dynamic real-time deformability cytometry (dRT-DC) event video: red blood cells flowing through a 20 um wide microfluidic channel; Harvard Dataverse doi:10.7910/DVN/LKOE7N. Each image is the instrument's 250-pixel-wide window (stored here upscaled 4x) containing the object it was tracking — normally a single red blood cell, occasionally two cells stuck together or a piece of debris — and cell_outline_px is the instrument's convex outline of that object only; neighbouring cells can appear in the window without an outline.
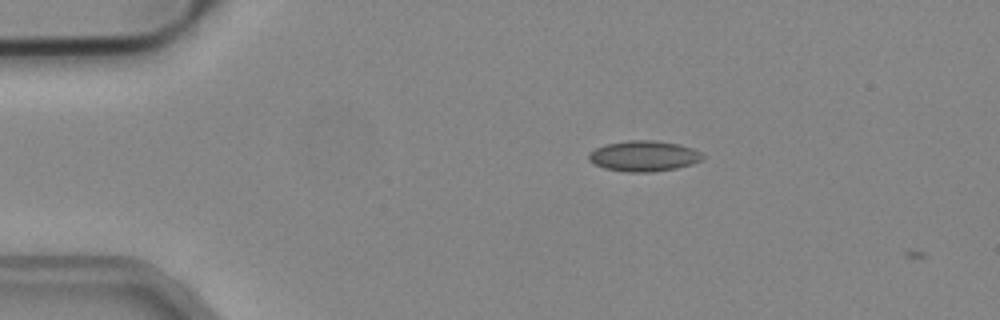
{"species": "common noctule bat (a hibernating species)", "species_latin": "Nyctalus noctula", "temperature_condition": "cold", "stored_images_in_passage": 4, "camera_frame_rate_fps": 3000, "um_per_image_px": 0.085, "animal": {"sex": "male", "body_mass_g": 19.2, "forearm_length_mm": 51.8}, "frame": {"image": 1, "passage_image": 2, "time_ms": 0.333, "image_size_px": [1000, 320], "cell_outline_px": [[704, 156], [700, 160], [692, 164], [676, 168], [652, 172], [624, 172], [604, 168], [588, 160], [588, 152], [596, 148], [608, 144], [628, 140], [656, 140], [680, 144], [692, 148], [700, 152]], "centroid_in_image_um": [54.71, 13.26], "position_along_channel_um": 30.3, "area_um2": 20.35}}